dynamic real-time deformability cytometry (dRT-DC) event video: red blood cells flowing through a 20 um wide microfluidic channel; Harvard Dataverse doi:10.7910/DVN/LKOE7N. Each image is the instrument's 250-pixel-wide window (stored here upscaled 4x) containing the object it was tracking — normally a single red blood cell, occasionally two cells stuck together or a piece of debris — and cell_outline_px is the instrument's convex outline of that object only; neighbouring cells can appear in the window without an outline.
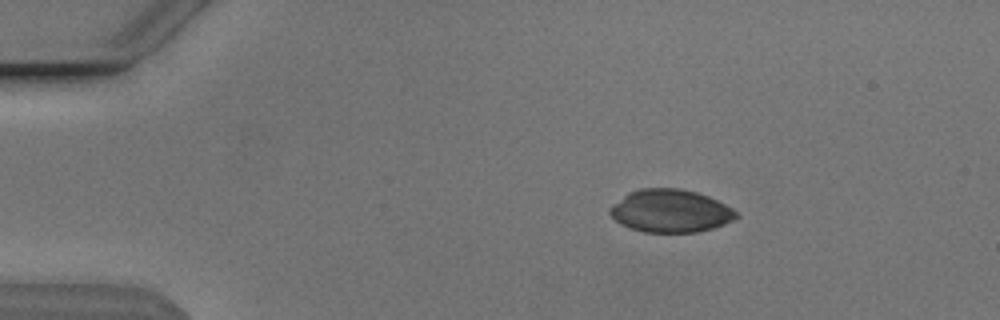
{"species": "Egyptian fruit bat (a non-hibernating species)", "species_latin": "Rousettus aegyptiacus", "temperature_condition": "cold", "stored_images_in_passage": 45, "camera_frame_rate_fps": 3000, "um_per_image_px": 0.085, "animal": {"sex": "male"}, "frame": {"image": 1, "passage_image": 1, "time_ms": 0.0, "image_size_px": [1000, 320], "cell_outline_px": [[740, 216], [724, 224], [712, 228], [696, 232], [644, 232], [620, 224], [608, 212], [608, 208], [612, 204], [628, 192], [640, 188], [680, 188], [696, 192], [708, 196], [732, 208]], "centroid_in_image_um": [56.96, 17.92], "position_along_channel_um": 28.0, "area_um2": 31.5}}
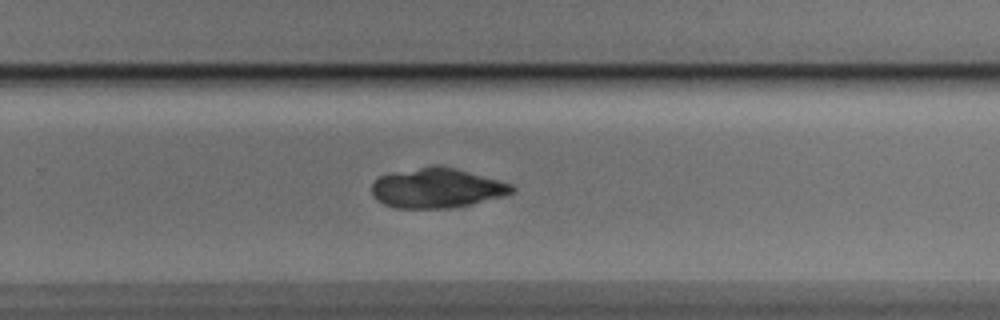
{"frame": {"image": 2, "passage_image": 27, "time_ms": 8.667, "image_size_px": [1000, 320], "cell_outline_px": [[516, 192], [504, 196], [472, 204], [452, 208], [396, 208], [384, 204], [376, 200], [372, 196], [372, 184], [380, 176], [392, 172], [436, 164], [468, 172], [512, 184], [516, 188]], "centroid_in_image_um": [37.13, 15.99], "position_along_channel_um": 292.7, "area_um2": 32.54}}
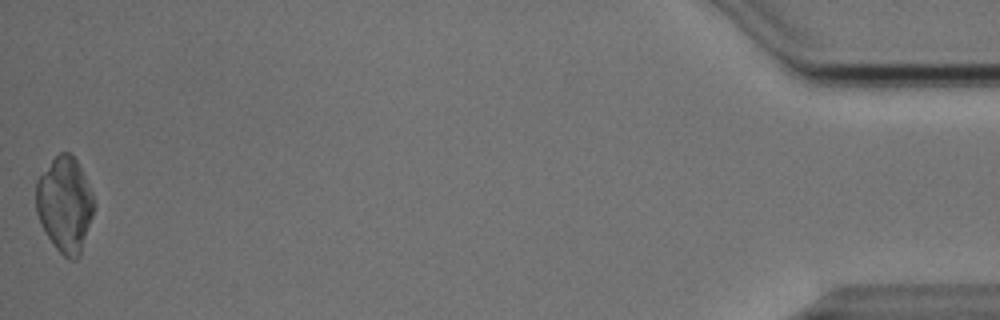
{"frame": {"image": 3, "passage_image": 45, "time_ms": 14.667, "image_size_px": [1000, 320], "cell_outline_px": [[96, 204], [80, 256], [76, 260], [68, 260], [56, 248], [40, 224], [36, 212], [36, 180], [52, 160], [60, 152], [68, 152], [76, 160], [92, 192]], "centroid_in_image_um": [5.51, 17.41], "position_along_channel_um": 429.7, "area_um2": 32.14}}